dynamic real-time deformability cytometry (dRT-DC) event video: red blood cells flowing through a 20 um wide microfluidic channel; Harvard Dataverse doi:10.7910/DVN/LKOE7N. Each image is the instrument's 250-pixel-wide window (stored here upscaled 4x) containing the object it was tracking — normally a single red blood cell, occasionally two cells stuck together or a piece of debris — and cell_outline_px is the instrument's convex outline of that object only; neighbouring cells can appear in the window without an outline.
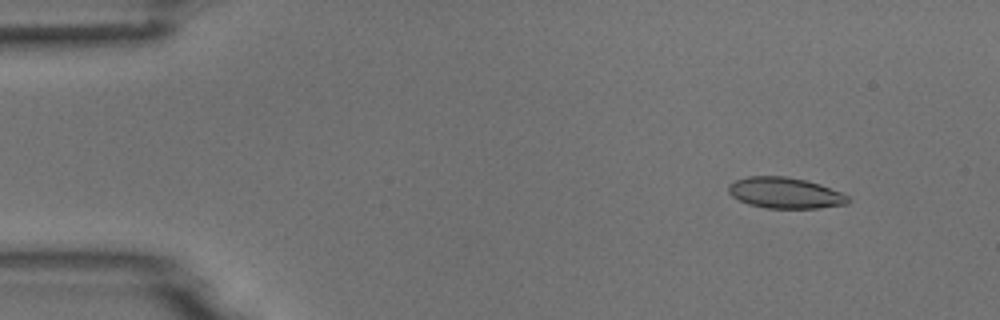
{"species": "common noctule bat (a hibernating species)", "species_latin": "Nyctalus noctula", "temperature_condition": "room temperature", "stored_images_in_passage": 5, "camera_frame_rate_fps": 3000, "um_per_image_px": 0.085, "animal": {"sex": "male", "body_mass_g": 18.8}, "frame": {"image": 1, "passage_image": 2, "time_ms": 1.333, "image_size_px": [1000, 320], "cell_outline_px": [[852, 200], [848, 204], [820, 208], [768, 208], [748, 204], [732, 196], [728, 192], [728, 184], [736, 180], [748, 176], [784, 176], [804, 180], [820, 184], [844, 192]], "centroid_in_image_um": [66.78, 16.4], "position_along_channel_um": 18.2, "area_um2": 21.73}}
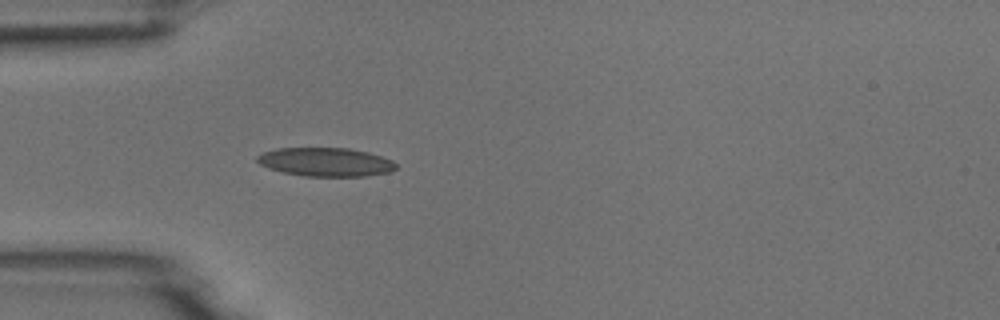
{"frame": {"image": 2, "passage_image": 5, "time_ms": 4.667, "image_size_px": [1000, 320], "cell_outline_px": [[396, 168], [392, 172], [364, 176], [304, 176], [284, 172], [268, 168], [260, 164], [256, 160], [256, 156], [264, 152], [276, 148], [348, 148], [368, 152], [392, 160], [396, 164]], "centroid_in_image_um": [27.68, 13.77], "position_along_channel_um": 57.3, "area_um2": 23.18}}